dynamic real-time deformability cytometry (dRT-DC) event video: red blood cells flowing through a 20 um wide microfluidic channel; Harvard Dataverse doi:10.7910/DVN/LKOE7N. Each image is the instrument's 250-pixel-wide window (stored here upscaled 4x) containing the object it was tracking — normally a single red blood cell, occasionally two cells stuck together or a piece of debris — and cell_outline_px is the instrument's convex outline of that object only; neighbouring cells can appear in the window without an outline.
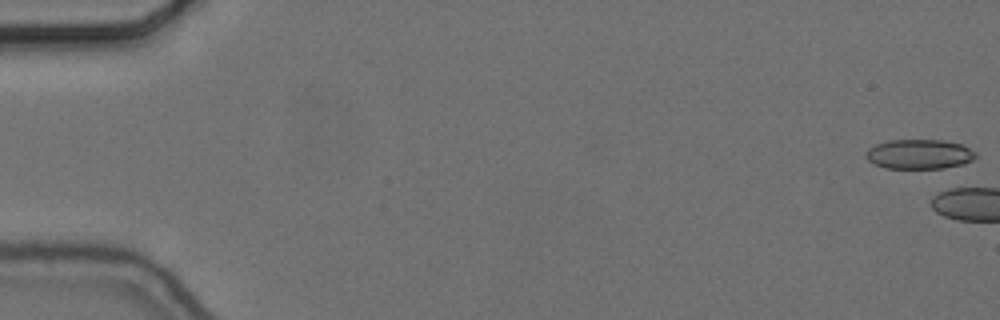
{"species": "common noctule bat (a hibernating species)", "species_latin": "Nyctalus noctula", "temperature_condition": "cold", "stored_images_in_passage": 4, "camera_frame_rate_fps": 3000, "um_per_image_px": 0.085, "animal": {"sex": "female", "body_mass_g": 24.6, "forearm_length_mm": 56.2}, "frame": {"image": 1, "passage_image": 1, "time_ms": 0.0, "image_size_px": [1000, 320], "cell_outline_px": [[976, 156], [972, 160], [964, 164], [944, 168], [884, 168], [868, 160], [864, 156], [864, 152], [868, 148], [876, 144], [888, 140], [944, 140], [964, 144], [976, 152]], "centroid_in_image_um": [78.14, 13.09], "position_along_channel_um": 6.9, "area_um2": 19.19}}